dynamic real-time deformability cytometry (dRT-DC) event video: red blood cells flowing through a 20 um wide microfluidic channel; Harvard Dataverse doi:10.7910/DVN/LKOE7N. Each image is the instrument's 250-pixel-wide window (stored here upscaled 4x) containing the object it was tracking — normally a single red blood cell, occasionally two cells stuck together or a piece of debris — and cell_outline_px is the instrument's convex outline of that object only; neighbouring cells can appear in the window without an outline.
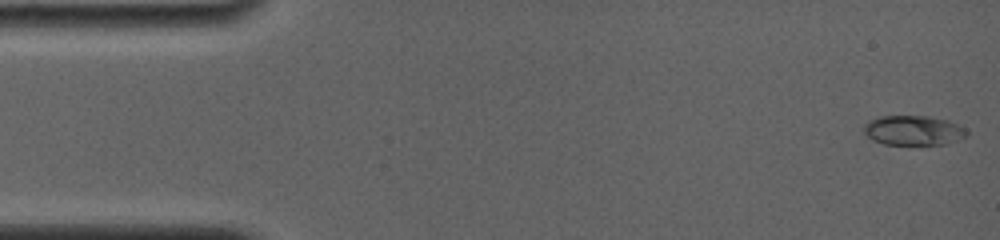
{"species": "common noctule bat (a hibernating species)", "species_latin": "Nyctalus noctula", "temperature_condition": "room temperature", "stored_images_in_passage": 65, "camera_frame_rate_fps": 4000, "um_per_image_px": 0.085, "animal": {"sex": "female", "body_mass_g": 19.0, "forearm_length_mm": 56.7}, "frame": {"image": 1, "passage_image": 1, "time_ms": 0.0, "image_size_px": [1000, 240], "cell_outline_px": [[968, 136], [948, 144], [884, 144], [872, 140], [864, 132], [864, 124], [868, 120], [880, 116], [928, 116], [948, 120], [964, 128], [968, 132]], "centroid_in_image_um": [77.64, 11.08], "position_along_channel_um": 7.4, "area_um2": 17.86}}
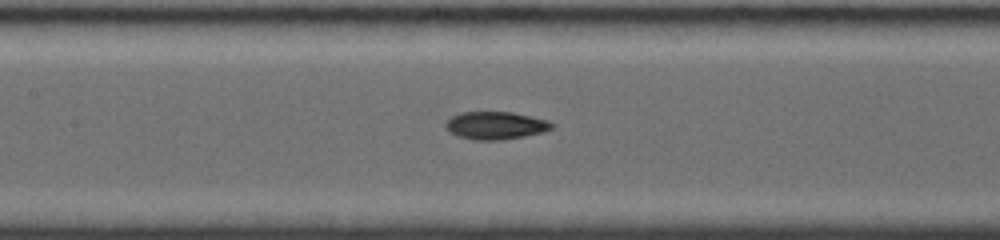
{"frame": {"image": 2, "passage_image": 30, "time_ms": 7.25, "image_size_px": [1000, 240], "cell_outline_px": [[556, 124], [552, 128], [544, 132], [524, 136], [500, 140], [472, 140], [456, 136], [448, 132], [444, 128], [444, 124], [452, 116], [460, 112], [512, 112], [548, 120]], "centroid_in_image_um": [42.1, 10.67], "position_along_channel_um": 165.3, "area_um2": 17.4}}
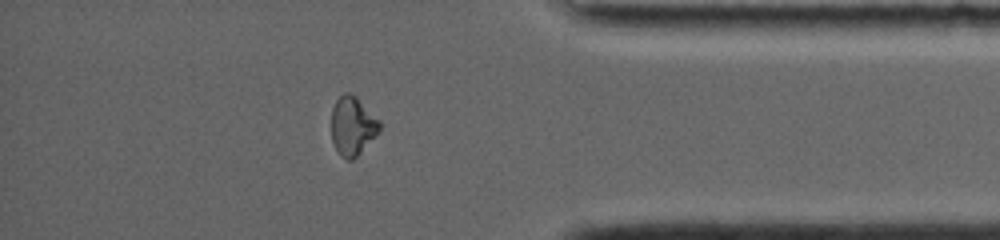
{"frame": {"image": 3, "passage_image": 56, "time_ms": 13.75, "image_size_px": [1000, 240], "cell_outline_px": [[380, 128], [356, 156], [352, 160], [348, 160], [340, 156], [332, 140], [332, 108], [336, 100], [344, 92], [352, 92], [380, 120]], "centroid_in_image_um": [29.94, 10.66], "position_along_channel_um": 405.3, "area_um2": 16.18}, "authors_computed_cell_mechanics": {"area_um2": 17.1088, "velocity_mm_per_s": 3.8521, "shape_relaxation_time_tau1_ms": 5.53, "shape_relaxation_time_tau2_ms": 4.8674, "deformation_change_tau1": 0.1862, "deformation_change_tau2": 0.0571}}